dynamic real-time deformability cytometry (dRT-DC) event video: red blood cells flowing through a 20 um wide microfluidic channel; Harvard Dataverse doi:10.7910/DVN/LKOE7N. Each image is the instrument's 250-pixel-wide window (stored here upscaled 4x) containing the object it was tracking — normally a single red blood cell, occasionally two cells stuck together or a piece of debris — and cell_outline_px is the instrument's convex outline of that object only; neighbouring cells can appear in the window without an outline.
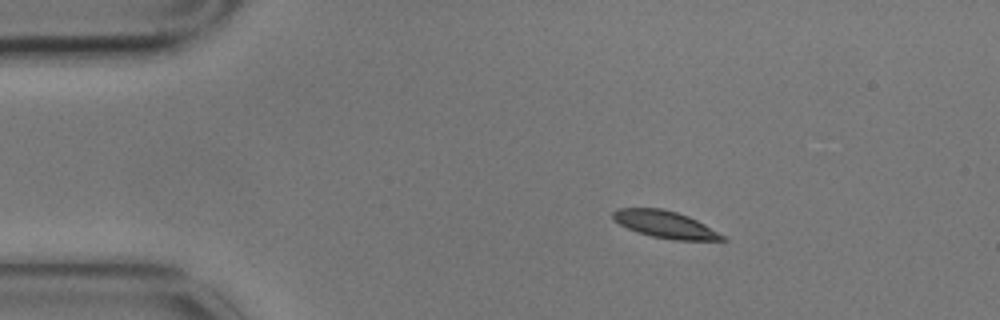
{"species": "common noctule bat (a hibernating species)", "species_latin": "Nyctalus noctula", "temperature_condition": "cold", "stored_images_in_passage": 3, "camera_frame_rate_fps": 3000, "um_per_image_px": 0.085, "animal": {"sex": "male", "body_mass_g": 17.9}, "frame": {"image": 1, "passage_image": 1, "time_ms": 0.0, "image_size_px": [1000, 320], "cell_outline_px": [[728, 240], [676, 240], [652, 236], [636, 232], [612, 220], [612, 212], [616, 208], [660, 208], [676, 212], [688, 216], [704, 224], [724, 236]], "centroid_in_image_um": [56.48, 19.07], "position_along_channel_um": 28.5, "area_um2": 17.11}}